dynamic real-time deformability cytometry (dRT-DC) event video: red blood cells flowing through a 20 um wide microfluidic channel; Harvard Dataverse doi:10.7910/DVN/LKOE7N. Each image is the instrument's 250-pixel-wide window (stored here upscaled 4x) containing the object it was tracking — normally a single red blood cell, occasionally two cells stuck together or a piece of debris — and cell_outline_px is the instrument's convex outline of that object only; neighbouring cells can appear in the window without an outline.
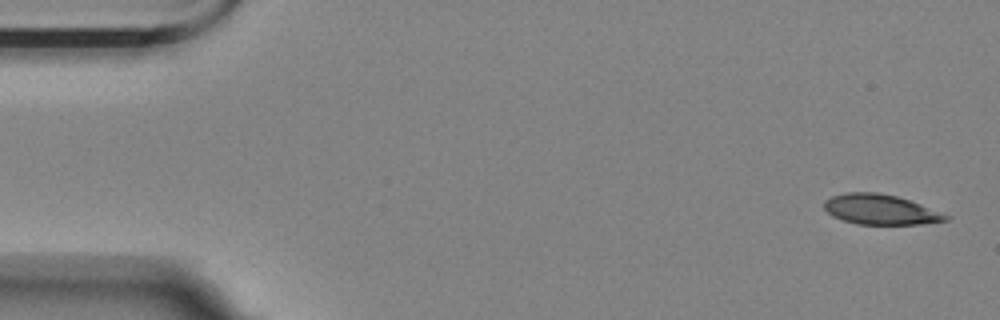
{"species": "Egyptian fruit bat (a non-hibernating species)", "species_latin": "Rousettus aegyptiacus", "temperature_condition": "room temperature", "stored_images_in_passage": 14, "camera_frame_rate_fps": 3000, "um_per_image_px": 0.085, "animal": {"sex": "female"}, "frame": {"image": 1, "passage_image": 1, "time_ms": 0.0, "image_size_px": [1000, 320], "cell_outline_px": [[952, 216], [948, 220], [920, 224], [856, 224], [832, 216], [824, 208], [824, 200], [832, 196], [844, 192], [876, 192], [896, 196], [920, 204]], "centroid_in_image_um": [74.82, 17.8], "position_along_channel_um": 10.2, "area_um2": 21.27}}
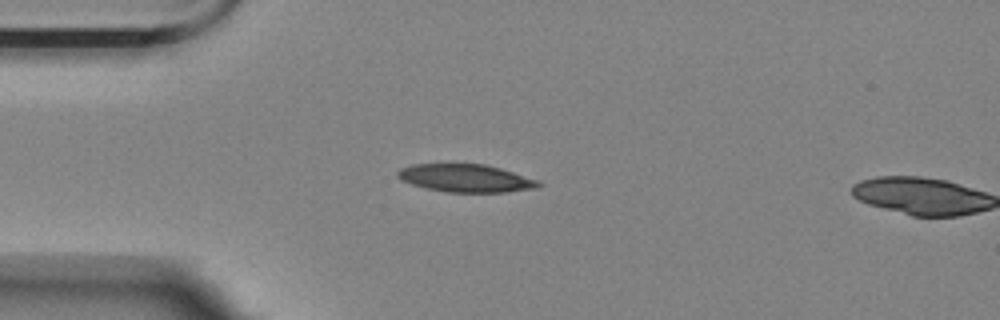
{"frame": {"image": 2, "passage_image": 13, "time_ms": 4.0, "image_size_px": [1000, 320], "cell_outline_px": [[544, 184], [536, 188], [504, 192], [444, 192], [424, 188], [400, 180], [396, 176], [396, 172], [400, 168], [412, 164], [484, 164], [500, 168], [540, 180]], "centroid_in_image_um": [39.58, 15.15], "position_along_channel_um": 45.4, "area_um2": 23.06}}